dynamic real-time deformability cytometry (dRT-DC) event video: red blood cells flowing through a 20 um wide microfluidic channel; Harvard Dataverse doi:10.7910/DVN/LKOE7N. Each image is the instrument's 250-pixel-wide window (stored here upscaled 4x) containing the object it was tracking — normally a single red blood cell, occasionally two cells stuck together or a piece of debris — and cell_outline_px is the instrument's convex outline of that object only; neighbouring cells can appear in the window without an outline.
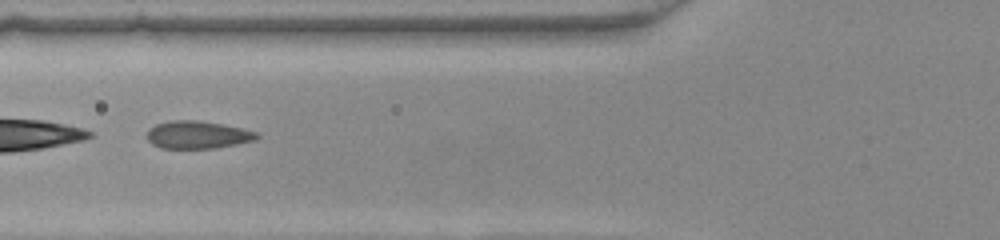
{"species": "common noctule bat (a hibernating species)", "species_latin": "Nyctalus noctula", "temperature_condition": "warm", "stored_images_in_passage": 37, "camera_frame_rate_fps": 3000, "um_per_image_px": 0.085, "animal": {"sex": "female", "body_mass_g": 22.0, "forearm_length_mm": 56.7}, "frame": {"image": 1, "passage_image": 9, "time_ms": 2.667, "image_size_px": [1000, 240], "cell_outline_px": [[260, 136], [256, 140], [216, 148], [160, 148], [152, 144], [148, 140], [148, 128], [156, 124], [172, 120], [196, 120], [224, 124], [244, 128], [256, 132]], "centroid_in_image_um": [16.81, 11.45], "position_along_channel_um": 109.0, "area_um2": 17.8}}
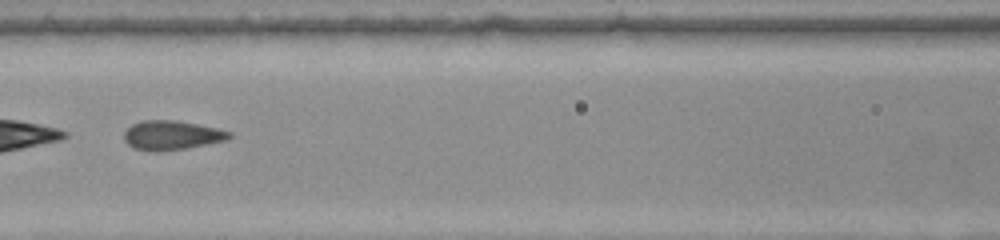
{"frame": {"image": 2, "passage_image": 12, "time_ms": 3.667, "image_size_px": [1000, 240], "cell_outline_px": [[232, 136], [228, 140], [208, 144], [184, 148], [156, 152], [132, 148], [124, 140], [124, 132], [132, 124], [140, 120], [176, 120], [216, 128], [232, 132]], "centroid_in_image_um": [14.58, 11.49], "position_along_channel_um": 152.0, "area_um2": 17.98}}
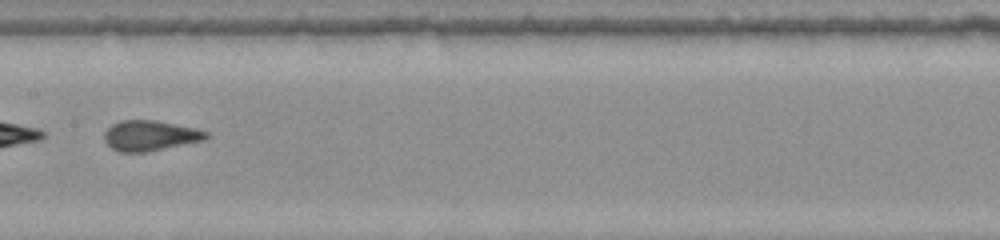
{"frame": {"image": 3, "passage_image": 15, "time_ms": 4.667, "image_size_px": [1000, 240], "cell_outline_px": [[212, 136], [204, 140], [144, 152], [120, 152], [112, 148], [104, 140], [104, 132], [112, 124], [120, 120], [156, 120], [196, 128], [208, 132]], "centroid_in_image_um": [12.77, 11.51], "position_along_channel_um": 194.6, "area_um2": 17.98}}